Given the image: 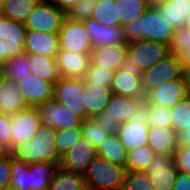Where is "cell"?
I'll list each match as a JSON object with an SVG mask.
<instances>
[{
    "instance_id": "cell-1",
    "label": "cell",
    "mask_w": 190,
    "mask_h": 190,
    "mask_svg": "<svg viewBox=\"0 0 190 190\" xmlns=\"http://www.w3.org/2000/svg\"><path fill=\"white\" fill-rule=\"evenodd\" d=\"M126 45L151 40L170 45L174 29L155 6H149L145 13L123 27Z\"/></svg>"
},
{
    "instance_id": "cell-2",
    "label": "cell",
    "mask_w": 190,
    "mask_h": 190,
    "mask_svg": "<svg viewBox=\"0 0 190 190\" xmlns=\"http://www.w3.org/2000/svg\"><path fill=\"white\" fill-rule=\"evenodd\" d=\"M55 136L56 130L53 127L41 124L37 134L16 146L12 154L28 164L42 161L59 166L61 157L58 155Z\"/></svg>"
},
{
    "instance_id": "cell-3",
    "label": "cell",
    "mask_w": 190,
    "mask_h": 190,
    "mask_svg": "<svg viewBox=\"0 0 190 190\" xmlns=\"http://www.w3.org/2000/svg\"><path fill=\"white\" fill-rule=\"evenodd\" d=\"M126 173L124 166L97 156L83 175L85 187L92 190H120Z\"/></svg>"
},
{
    "instance_id": "cell-4",
    "label": "cell",
    "mask_w": 190,
    "mask_h": 190,
    "mask_svg": "<svg viewBox=\"0 0 190 190\" xmlns=\"http://www.w3.org/2000/svg\"><path fill=\"white\" fill-rule=\"evenodd\" d=\"M127 46L125 67L142 74L154 64L163 60L169 53V46L151 40H143Z\"/></svg>"
},
{
    "instance_id": "cell-5",
    "label": "cell",
    "mask_w": 190,
    "mask_h": 190,
    "mask_svg": "<svg viewBox=\"0 0 190 190\" xmlns=\"http://www.w3.org/2000/svg\"><path fill=\"white\" fill-rule=\"evenodd\" d=\"M145 98H129L113 94L104 112L92 118L111 134L117 133L121 124L130 121L132 114Z\"/></svg>"
},
{
    "instance_id": "cell-6",
    "label": "cell",
    "mask_w": 190,
    "mask_h": 190,
    "mask_svg": "<svg viewBox=\"0 0 190 190\" xmlns=\"http://www.w3.org/2000/svg\"><path fill=\"white\" fill-rule=\"evenodd\" d=\"M117 135L126 152L148 145L149 125L145 100L137 107L130 121L121 124Z\"/></svg>"
},
{
    "instance_id": "cell-7",
    "label": "cell",
    "mask_w": 190,
    "mask_h": 190,
    "mask_svg": "<svg viewBox=\"0 0 190 190\" xmlns=\"http://www.w3.org/2000/svg\"><path fill=\"white\" fill-rule=\"evenodd\" d=\"M84 91V78L60 77L53 87L52 100L65 105L75 114L86 119V106L82 93Z\"/></svg>"
},
{
    "instance_id": "cell-8",
    "label": "cell",
    "mask_w": 190,
    "mask_h": 190,
    "mask_svg": "<svg viewBox=\"0 0 190 190\" xmlns=\"http://www.w3.org/2000/svg\"><path fill=\"white\" fill-rule=\"evenodd\" d=\"M65 17V13L49 0H42L28 16L24 25L26 30L58 34Z\"/></svg>"
},
{
    "instance_id": "cell-9",
    "label": "cell",
    "mask_w": 190,
    "mask_h": 190,
    "mask_svg": "<svg viewBox=\"0 0 190 190\" xmlns=\"http://www.w3.org/2000/svg\"><path fill=\"white\" fill-rule=\"evenodd\" d=\"M142 86L145 94L161 82L183 78V65L175 54H169L142 74Z\"/></svg>"
},
{
    "instance_id": "cell-10",
    "label": "cell",
    "mask_w": 190,
    "mask_h": 190,
    "mask_svg": "<svg viewBox=\"0 0 190 190\" xmlns=\"http://www.w3.org/2000/svg\"><path fill=\"white\" fill-rule=\"evenodd\" d=\"M41 124L53 127L55 130L81 127L83 118L75 114L65 105L51 100L35 106Z\"/></svg>"
},
{
    "instance_id": "cell-11",
    "label": "cell",
    "mask_w": 190,
    "mask_h": 190,
    "mask_svg": "<svg viewBox=\"0 0 190 190\" xmlns=\"http://www.w3.org/2000/svg\"><path fill=\"white\" fill-rule=\"evenodd\" d=\"M59 48L78 54H90L92 43L85 25L81 21L64 18L58 32Z\"/></svg>"
},
{
    "instance_id": "cell-12",
    "label": "cell",
    "mask_w": 190,
    "mask_h": 190,
    "mask_svg": "<svg viewBox=\"0 0 190 190\" xmlns=\"http://www.w3.org/2000/svg\"><path fill=\"white\" fill-rule=\"evenodd\" d=\"M145 172L150 176L155 190H172L178 174L175 155H155Z\"/></svg>"
},
{
    "instance_id": "cell-13",
    "label": "cell",
    "mask_w": 190,
    "mask_h": 190,
    "mask_svg": "<svg viewBox=\"0 0 190 190\" xmlns=\"http://www.w3.org/2000/svg\"><path fill=\"white\" fill-rule=\"evenodd\" d=\"M97 156V149L87 139L81 137V139L61 157L59 166L69 172L84 175L89 164Z\"/></svg>"
},
{
    "instance_id": "cell-14",
    "label": "cell",
    "mask_w": 190,
    "mask_h": 190,
    "mask_svg": "<svg viewBox=\"0 0 190 190\" xmlns=\"http://www.w3.org/2000/svg\"><path fill=\"white\" fill-rule=\"evenodd\" d=\"M41 125L35 107H27L14 115H11V150L20 143L30 140Z\"/></svg>"
},
{
    "instance_id": "cell-15",
    "label": "cell",
    "mask_w": 190,
    "mask_h": 190,
    "mask_svg": "<svg viewBox=\"0 0 190 190\" xmlns=\"http://www.w3.org/2000/svg\"><path fill=\"white\" fill-rule=\"evenodd\" d=\"M110 88L112 93L129 98H146L142 86V75L126 67L114 72Z\"/></svg>"
},
{
    "instance_id": "cell-16",
    "label": "cell",
    "mask_w": 190,
    "mask_h": 190,
    "mask_svg": "<svg viewBox=\"0 0 190 190\" xmlns=\"http://www.w3.org/2000/svg\"><path fill=\"white\" fill-rule=\"evenodd\" d=\"M88 32L92 48L105 46H126L122 26H106L92 18L83 21Z\"/></svg>"
},
{
    "instance_id": "cell-17",
    "label": "cell",
    "mask_w": 190,
    "mask_h": 190,
    "mask_svg": "<svg viewBox=\"0 0 190 190\" xmlns=\"http://www.w3.org/2000/svg\"><path fill=\"white\" fill-rule=\"evenodd\" d=\"M26 32L24 23L0 15V40L7 44V60L25 53Z\"/></svg>"
},
{
    "instance_id": "cell-18",
    "label": "cell",
    "mask_w": 190,
    "mask_h": 190,
    "mask_svg": "<svg viewBox=\"0 0 190 190\" xmlns=\"http://www.w3.org/2000/svg\"><path fill=\"white\" fill-rule=\"evenodd\" d=\"M186 97V89L183 79L161 82L157 87L151 89L145 101L151 105H160L172 108L176 103Z\"/></svg>"
},
{
    "instance_id": "cell-19",
    "label": "cell",
    "mask_w": 190,
    "mask_h": 190,
    "mask_svg": "<svg viewBox=\"0 0 190 190\" xmlns=\"http://www.w3.org/2000/svg\"><path fill=\"white\" fill-rule=\"evenodd\" d=\"M28 103L17 82L0 73V113L14 115L26 109Z\"/></svg>"
},
{
    "instance_id": "cell-20",
    "label": "cell",
    "mask_w": 190,
    "mask_h": 190,
    "mask_svg": "<svg viewBox=\"0 0 190 190\" xmlns=\"http://www.w3.org/2000/svg\"><path fill=\"white\" fill-rule=\"evenodd\" d=\"M17 83L30 107H35L38 104L51 101L53 98L54 84L42 80L32 73L22 78Z\"/></svg>"
},
{
    "instance_id": "cell-21",
    "label": "cell",
    "mask_w": 190,
    "mask_h": 190,
    "mask_svg": "<svg viewBox=\"0 0 190 190\" xmlns=\"http://www.w3.org/2000/svg\"><path fill=\"white\" fill-rule=\"evenodd\" d=\"M60 77L83 78L90 65V54H78L60 49L56 55Z\"/></svg>"
},
{
    "instance_id": "cell-22",
    "label": "cell",
    "mask_w": 190,
    "mask_h": 190,
    "mask_svg": "<svg viewBox=\"0 0 190 190\" xmlns=\"http://www.w3.org/2000/svg\"><path fill=\"white\" fill-rule=\"evenodd\" d=\"M24 50L28 55L38 54L48 57H56L60 50L58 34L27 30L24 41Z\"/></svg>"
},
{
    "instance_id": "cell-23",
    "label": "cell",
    "mask_w": 190,
    "mask_h": 190,
    "mask_svg": "<svg viewBox=\"0 0 190 190\" xmlns=\"http://www.w3.org/2000/svg\"><path fill=\"white\" fill-rule=\"evenodd\" d=\"M127 46H105L92 48L90 64L110 71H117L125 67Z\"/></svg>"
},
{
    "instance_id": "cell-24",
    "label": "cell",
    "mask_w": 190,
    "mask_h": 190,
    "mask_svg": "<svg viewBox=\"0 0 190 190\" xmlns=\"http://www.w3.org/2000/svg\"><path fill=\"white\" fill-rule=\"evenodd\" d=\"M148 146L155 155L169 156L179 147L178 134L172 128L149 126Z\"/></svg>"
},
{
    "instance_id": "cell-25",
    "label": "cell",
    "mask_w": 190,
    "mask_h": 190,
    "mask_svg": "<svg viewBox=\"0 0 190 190\" xmlns=\"http://www.w3.org/2000/svg\"><path fill=\"white\" fill-rule=\"evenodd\" d=\"M112 95L113 93L110 87L87 84L84 82L82 97L84 106H86V119L104 112Z\"/></svg>"
},
{
    "instance_id": "cell-26",
    "label": "cell",
    "mask_w": 190,
    "mask_h": 190,
    "mask_svg": "<svg viewBox=\"0 0 190 190\" xmlns=\"http://www.w3.org/2000/svg\"><path fill=\"white\" fill-rule=\"evenodd\" d=\"M155 7L161 16H165L170 27L176 30L185 25L190 13V0H166L163 4Z\"/></svg>"
},
{
    "instance_id": "cell-27",
    "label": "cell",
    "mask_w": 190,
    "mask_h": 190,
    "mask_svg": "<svg viewBox=\"0 0 190 190\" xmlns=\"http://www.w3.org/2000/svg\"><path fill=\"white\" fill-rule=\"evenodd\" d=\"M31 73L36 77L55 84L60 78L56 57L38 54L29 55Z\"/></svg>"
},
{
    "instance_id": "cell-28",
    "label": "cell",
    "mask_w": 190,
    "mask_h": 190,
    "mask_svg": "<svg viewBox=\"0 0 190 190\" xmlns=\"http://www.w3.org/2000/svg\"><path fill=\"white\" fill-rule=\"evenodd\" d=\"M42 0H3L0 15L14 21L25 23L28 16Z\"/></svg>"
},
{
    "instance_id": "cell-29",
    "label": "cell",
    "mask_w": 190,
    "mask_h": 190,
    "mask_svg": "<svg viewBox=\"0 0 190 190\" xmlns=\"http://www.w3.org/2000/svg\"><path fill=\"white\" fill-rule=\"evenodd\" d=\"M56 167L53 163L42 161L28 164L29 189L48 190Z\"/></svg>"
},
{
    "instance_id": "cell-30",
    "label": "cell",
    "mask_w": 190,
    "mask_h": 190,
    "mask_svg": "<svg viewBox=\"0 0 190 190\" xmlns=\"http://www.w3.org/2000/svg\"><path fill=\"white\" fill-rule=\"evenodd\" d=\"M97 154L113 164L125 167L127 152L117 133L110 134L103 140L97 148Z\"/></svg>"
},
{
    "instance_id": "cell-31",
    "label": "cell",
    "mask_w": 190,
    "mask_h": 190,
    "mask_svg": "<svg viewBox=\"0 0 190 190\" xmlns=\"http://www.w3.org/2000/svg\"><path fill=\"white\" fill-rule=\"evenodd\" d=\"M84 177L57 166L53 172L48 190H83Z\"/></svg>"
},
{
    "instance_id": "cell-32",
    "label": "cell",
    "mask_w": 190,
    "mask_h": 190,
    "mask_svg": "<svg viewBox=\"0 0 190 190\" xmlns=\"http://www.w3.org/2000/svg\"><path fill=\"white\" fill-rule=\"evenodd\" d=\"M115 2L122 27L142 16L149 7L146 0H115Z\"/></svg>"
},
{
    "instance_id": "cell-33",
    "label": "cell",
    "mask_w": 190,
    "mask_h": 190,
    "mask_svg": "<svg viewBox=\"0 0 190 190\" xmlns=\"http://www.w3.org/2000/svg\"><path fill=\"white\" fill-rule=\"evenodd\" d=\"M91 18L106 26H120L115 0H97Z\"/></svg>"
},
{
    "instance_id": "cell-34",
    "label": "cell",
    "mask_w": 190,
    "mask_h": 190,
    "mask_svg": "<svg viewBox=\"0 0 190 190\" xmlns=\"http://www.w3.org/2000/svg\"><path fill=\"white\" fill-rule=\"evenodd\" d=\"M155 153L148 146H142L127 152L125 168L127 172L145 171L153 160Z\"/></svg>"
},
{
    "instance_id": "cell-35",
    "label": "cell",
    "mask_w": 190,
    "mask_h": 190,
    "mask_svg": "<svg viewBox=\"0 0 190 190\" xmlns=\"http://www.w3.org/2000/svg\"><path fill=\"white\" fill-rule=\"evenodd\" d=\"M2 73L14 82H19L22 78L31 74L29 55L23 53L14 58H10L2 66Z\"/></svg>"
},
{
    "instance_id": "cell-36",
    "label": "cell",
    "mask_w": 190,
    "mask_h": 190,
    "mask_svg": "<svg viewBox=\"0 0 190 190\" xmlns=\"http://www.w3.org/2000/svg\"><path fill=\"white\" fill-rule=\"evenodd\" d=\"M172 129L180 134L190 127V97L176 103L170 108Z\"/></svg>"
},
{
    "instance_id": "cell-37",
    "label": "cell",
    "mask_w": 190,
    "mask_h": 190,
    "mask_svg": "<svg viewBox=\"0 0 190 190\" xmlns=\"http://www.w3.org/2000/svg\"><path fill=\"white\" fill-rule=\"evenodd\" d=\"M12 177L9 190H30L28 180V163L21 161L11 154Z\"/></svg>"
},
{
    "instance_id": "cell-38",
    "label": "cell",
    "mask_w": 190,
    "mask_h": 190,
    "mask_svg": "<svg viewBox=\"0 0 190 190\" xmlns=\"http://www.w3.org/2000/svg\"><path fill=\"white\" fill-rule=\"evenodd\" d=\"M111 133L100 125L93 118L83 120L81 125V136L87 139L96 149L103 143V140Z\"/></svg>"
},
{
    "instance_id": "cell-39",
    "label": "cell",
    "mask_w": 190,
    "mask_h": 190,
    "mask_svg": "<svg viewBox=\"0 0 190 190\" xmlns=\"http://www.w3.org/2000/svg\"><path fill=\"white\" fill-rule=\"evenodd\" d=\"M81 137V127L56 130L55 144L58 155L60 157L65 155Z\"/></svg>"
},
{
    "instance_id": "cell-40",
    "label": "cell",
    "mask_w": 190,
    "mask_h": 190,
    "mask_svg": "<svg viewBox=\"0 0 190 190\" xmlns=\"http://www.w3.org/2000/svg\"><path fill=\"white\" fill-rule=\"evenodd\" d=\"M120 190H155L145 171L127 172Z\"/></svg>"
},
{
    "instance_id": "cell-41",
    "label": "cell",
    "mask_w": 190,
    "mask_h": 190,
    "mask_svg": "<svg viewBox=\"0 0 190 190\" xmlns=\"http://www.w3.org/2000/svg\"><path fill=\"white\" fill-rule=\"evenodd\" d=\"M148 125L172 128L170 108L147 103Z\"/></svg>"
},
{
    "instance_id": "cell-42",
    "label": "cell",
    "mask_w": 190,
    "mask_h": 190,
    "mask_svg": "<svg viewBox=\"0 0 190 190\" xmlns=\"http://www.w3.org/2000/svg\"><path fill=\"white\" fill-rule=\"evenodd\" d=\"M113 74L114 72L110 71L109 69H103L90 64L89 69L86 71V74L83 78L84 82L87 84L110 87Z\"/></svg>"
},
{
    "instance_id": "cell-43",
    "label": "cell",
    "mask_w": 190,
    "mask_h": 190,
    "mask_svg": "<svg viewBox=\"0 0 190 190\" xmlns=\"http://www.w3.org/2000/svg\"><path fill=\"white\" fill-rule=\"evenodd\" d=\"M96 0H80L65 15L72 21H81L91 18Z\"/></svg>"
},
{
    "instance_id": "cell-44",
    "label": "cell",
    "mask_w": 190,
    "mask_h": 190,
    "mask_svg": "<svg viewBox=\"0 0 190 190\" xmlns=\"http://www.w3.org/2000/svg\"><path fill=\"white\" fill-rule=\"evenodd\" d=\"M185 46H190V30L187 27L182 26L174 30L169 45V53L176 55Z\"/></svg>"
},
{
    "instance_id": "cell-45",
    "label": "cell",
    "mask_w": 190,
    "mask_h": 190,
    "mask_svg": "<svg viewBox=\"0 0 190 190\" xmlns=\"http://www.w3.org/2000/svg\"><path fill=\"white\" fill-rule=\"evenodd\" d=\"M174 155L176 169L179 172L190 174V145H179Z\"/></svg>"
},
{
    "instance_id": "cell-46",
    "label": "cell",
    "mask_w": 190,
    "mask_h": 190,
    "mask_svg": "<svg viewBox=\"0 0 190 190\" xmlns=\"http://www.w3.org/2000/svg\"><path fill=\"white\" fill-rule=\"evenodd\" d=\"M11 116L0 113V143L11 149Z\"/></svg>"
},
{
    "instance_id": "cell-47",
    "label": "cell",
    "mask_w": 190,
    "mask_h": 190,
    "mask_svg": "<svg viewBox=\"0 0 190 190\" xmlns=\"http://www.w3.org/2000/svg\"><path fill=\"white\" fill-rule=\"evenodd\" d=\"M12 177L11 171V155L0 159V187L9 189L10 179Z\"/></svg>"
},
{
    "instance_id": "cell-48",
    "label": "cell",
    "mask_w": 190,
    "mask_h": 190,
    "mask_svg": "<svg viewBox=\"0 0 190 190\" xmlns=\"http://www.w3.org/2000/svg\"><path fill=\"white\" fill-rule=\"evenodd\" d=\"M172 190H190V174L178 171Z\"/></svg>"
},
{
    "instance_id": "cell-49",
    "label": "cell",
    "mask_w": 190,
    "mask_h": 190,
    "mask_svg": "<svg viewBox=\"0 0 190 190\" xmlns=\"http://www.w3.org/2000/svg\"><path fill=\"white\" fill-rule=\"evenodd\" d=\"M49 1L53 3L58 9L66 13L80 0H49Z\"/></svg>"
},
{
    "instance_id": "cell-50",
    "label": "cell",
    "mask_w": 190,
    "mask_h": 190,
    "mask_svg": "<svg viewBox=\"0 0 190 190\" xmlns=\"http://www.w3.org/2000/svg\"><path fill=\"white\" fill-rule=\"evenodd\" d=\"M176 56L180 60L183 67L190 66V46L183 47Z\"/></svg>"
},
{
    "instance_id": "cell-51",
    "label": "cell",
    "mask_w": 190,
    "mask_h": 190,
    "mask_svg": "<svg viewBox=\"0 0 190 190\" xmlns=\"http://www.w3.org/2000/svg\"><path fill=\"white\" fill-rule=\"evenodd\" d=\"M182 79L186 89V96L190 97V66L183 67Z\"/></svg>"
},
{
    "instance_id": "cell-52",
    "label": "cell",
    "mask_w": 190,
    "mask_h": 190,
    "mask_svg": "<svg viewBox=\"0 0 190 190\" xmlns=\"http://www.w3.org/2000/svg\"><path fill=\"white\" fill-rule=\"evenodd\" d=\"M7 62V44L0 40V66L2 67Z\"/></svg>"
},
{
    "instance_id": "cell-53",
    "label": "cell",
    "mask_w": 190,
    "mask_h": 190,
    "mask_svg": "<svg viewBox=\"0 0 190 190\" xmlns=\"http://www.w3.org/2000/svg\"><path fill=\"white\" fill-rule=\"evenodd\" d=\"M179 145H190V127L178 134Z\"/></svg>"
},
{
    "instance_id": "cell-54",
    "label": "cell",
    "mask_w": 190,
    "mask_h": 190,
    "mask_svg": "<svg viewBox=\"0 0 190 190\" xmlns=\"http://www.w3.org/2000/svg\"><path fill=\"white\" fill-rule=\"evenodd\" d=\"M12 154V150L3 143H0V159L6 158Z\"/></svg>"
},
{
    "instance_id": "cell-55",
    "label": "cell",
    "mask_w": 190,
    "mask_h": 190,
    "mask_svg": "<svg viewBox=\"0 0 190 190\" xmlns=\"http://www.w3.org/2000/svg\"><path fill=\"white\" fill-rule=\"evenodd\" d=\"M149 6H158L163 4L166 0H146Z\"/></svg>"
},
{
    "instance_id": "cell-56",
    "label": "cell",
    "mask_w": 190,
    "mask_h": 190,
    "mask_svg": "<svg viewBox=\"0 0 190 190\" xmlns=\"http://www.w3.org/2000/svg\"><path fill=\"white\" fill-rule=\"evenodd\" d=\"M184 27H187L190 30V13H189L188 18L186 19Z\"/></svg>"
},
{
    "instance_id": "cell-57",
    "label": "cell",
    "mask_w": 190,
    "mask_h": 190,
    "mask_svg": "<svg viewBox=\"0 0 190 190\" xmlns=\"http://www.w3.org/2000/svg\"><path fill=\"white\" fill-rule=\"evenodd\" d=\"M83 190H92V189H90V188H87V187H84V189Z\"/></svg>"
}]
</instances>
